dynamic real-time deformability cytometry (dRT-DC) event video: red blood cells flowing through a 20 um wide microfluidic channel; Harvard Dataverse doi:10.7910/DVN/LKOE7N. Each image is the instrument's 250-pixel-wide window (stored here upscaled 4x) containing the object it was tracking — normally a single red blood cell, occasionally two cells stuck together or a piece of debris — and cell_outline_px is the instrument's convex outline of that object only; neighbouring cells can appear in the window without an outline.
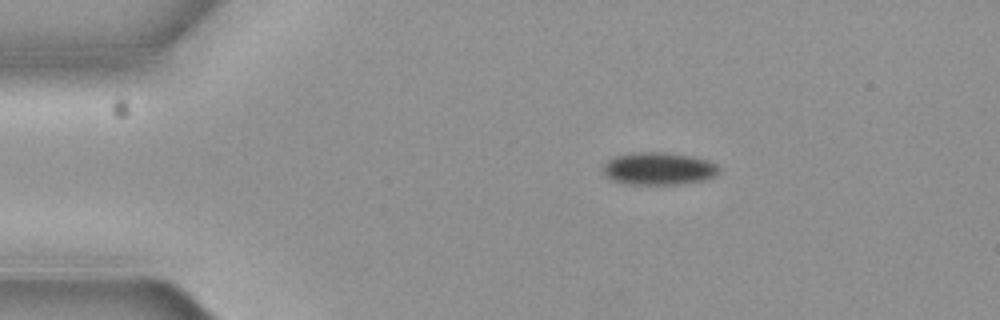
{"species": "common noctule bat (a hibernating species)", "species_latin": "Nyctalus noctula", "temperature_condition": "cold", "stored_images_in_passage": 4, "camera_frame_rate_fps": 3000, "um_per_image_px": 0.085, "animal": {"sex": "female", "body_mass_g": 19.3, "forearm_length_mm": 54.1}, "frame": {"image": 1, "passage_image": 2, "time_ms": 0.333, "image_size_px": [1000, 320], "cell_outline_px": [[720, 172], [704, 180], [680, 184], [624, 184], [612, 180], [604, 172], [604, 164], [608, 160], [616, 156], [640, 152], [664, 152], [692, 156], [708, 160], [716, 164], [720, 168]], "centroid_in_image_um": [56.01, 14.33], "position_along_channel_um": 29.0, "area_um2": 21.85}}
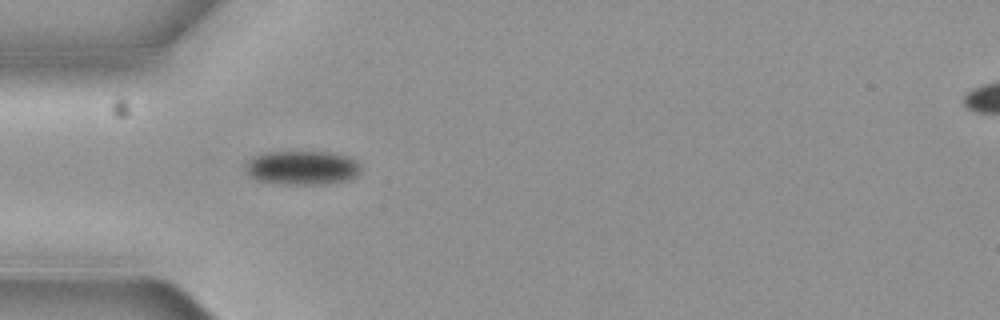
{"frame": {"image": 2, "passage_image": 4, "time_ms": 1.0, "image_size_px": [1000, 320], "cell_outline_px": [[360, 172], [356, 176], [348, 180], [328, 184], [276, 184], [256, 180], [244, 168], [244, 164], [252, 156], [268, 152], [332, 152], [348, 156], [356, 160], [360, 164]], "centroid_in_image_um": [25.69, 14.26], "position_along_channel_um": 59.3, "area_um2": 23.18}}